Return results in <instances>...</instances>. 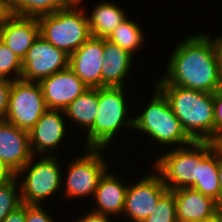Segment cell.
Listing matches in <instances>:
<instances>
[{"label": "cell", "mask_w": 222, "mask_h": 222, "mask_svg": "<svg viewBox=\"0 0 222 222\" xmlns=\"http://www.w3.org/2000/svg\"><path fill=\"white\" fill-rule=\"evenodd\" d=\"M170 54L164 76L155 85H176L214 94L222 87V77L210 35H188Z\"/></svg>", "instance_id": "1"}, {"label": "cell", "mask_w": 222, "mask_h": 222, "mask_svg": "<svg viewBox=\"0 0 222 222\" xmlns=\"http://www.w3.org/2000/svg\"><path fill=\"white\" fill-rule=\"evenodd\" d=\"M193 141L214 140L213 94L176 85H155Z\"/></svg>", "instance_id": "2"}, {"label": "cell", "mask_w": 222, "mask_h": 222, "mask_svg": "<svg viewBox=\"0 0 222 222\" xmlns=\"http://www.w3.org/2000/svg\"><path fill=\"white\" fill-rule=\"evenodd\" d=\"M124 90L125 87L98 88V113L93 126L86 132L83 148L108 149L122 128L133 130V117H127L130 105Z\"/></svg>", "instance_id": "3"}, {"label": "cell", "mask_w": 222, "mask_h": 222, "mask_svg": "<svg viewBox=\"0 0 222 222\" xmlns=\"http://www.w3.org/2000/svg\"><path fill=\"white\" fill-rule=\"evenodd\" d=\"M151 97V101L144 106L140 114L133 117V129L145 133L161 146L168 145L170 148L175 144L174 148H177L191 144L193 140L173 113L165 95L156 86Z\"/></svg>", "instance_id": "4"}, {"label": "cell", "mask_w": 222, "mask_h": 222, "mask_svg": "<svg viewBox=\"0 0 222 222\" xmlns=\"http://www.w3.org/2000/svg\"><path fill=\"white\" fill-rule=\"evenodd\" d=\"M80 5L79 1H74L66 8L37 18L40 36L68 55L74 53L91 37L88 11Z\"/></svg>", "instance_id": "5"}, {"label": "cell", "mask_w": 222, "mask_h": 222, "mask_svg": "<svg viewBox=\"0 0 222 222\" xmlns=\"http://www.w3.org/2000/svg\"><path fill=\"white\" fill-rule=\"evenodd\" d=\"M214 148L210 141L173 147L154 160V169L169 190L189 188L197 179L200 161Z\"/></svg>", "instance_id": "6"}, {"label": "cell", "mask_w": 222, "mask_h": 222, "mask_svg": "<svg viewBox=\"0 0 222 222\" xmlns=\"http://www.w3.org/2000/svg\"><path fill=\"white\" fill-rule=\"evenodd\" d=\"M58 158L56 152L54 154L50 152L38 160L33 156L16 174L20 184L22 204L42 205L46 198L55 197L56 193L62 190L64 172ZM19 177L23 179L19 180Z\"/></svg>", "instance_id": "7"}, {"label": "cell", "mask_w": 222, "mask_h": 222, "mask_svg": "<svg viewBox=\"0 0 222 222\" xmlns=\"http://www.w3.org/2000/svg\"><path fill=\"white\" fill-rule=\"evenodd\" d=\"M105 148H84L82 154L71 160L66 167L67 176L62 179V196L65 199L93 198L99 179L109 168V163L103 155ZM105 158V159H104ZM64 182V183H63ZM64 189V190H63Z\"/></svg>", "instance_id": "8"}, {"label": "cell", "mask_w": 222, "mask_h": 222, "mask_svg": "<svg viewBox=\"0 0 222 222\" xmlns=\"http://www.w3.org/2000/svg\"><path fill=\"white\" fill-rule=\"evenodd\" d=\"M47 109L39 82L12 81L5 121L29 132Z\"/></svg>", "instance_id": "9"}, {"label": "cell", "mask_w": 222, "mask_h": 222, "mask_svg": "<svg viewBox=\"0 0 222 222\" xmlns=\"http://www.w3.org/2000/svg\"><path fill=\"white\" fill-rule=\"evenodd\" d=\"M168 190L160 175L153 170L129 185L123 215L130 222H143L155 210L159 198Z\"/></svg>", "instance_id": "10"}, {"label": "cell", "mask_w": 222, "mask_h": 222, "mask_svg": "<svg viewBox=\"0 0 222 222\" xmlns=\"http://www.w3.org/2000/svg\"><path fill=\"white\" fill-rule=\"evenodd\" d=\"M68 67L69 55L39 35L23 59L21 79L29 82H40L42 79Z\"/></svg>", "instance_id": "11"}, {"label": "cell", "mask_w": 222, "mask_h": 222, "mask_svg": "<svg viewBox=\"0 0 222 222\" xmlns=\"http://www.w3.org/2000/svg\"><path fill=\"white\" fill-rule=\"evenodd\" d=\"M64 117V118H63ZM66 117L63 110L47 109L34 127L28 132L33 156H47L57 149L67 133ZM38 155V156H37Z\"/></svg>", "instance_id": "12"}, {"label": "cell", "mask_w": 222, "mask_h": 222, "mask_svg": "<svg viewBox=\"0 0 222 222\" xmlns=\"http://www.w3.org/2000/svg\"><path fill=\"white\" fill-rule=\"evenodd\" d=\"M103 60L104 38L91 36L69 55V68L88 88H101Z\"/></svg>", "instance_id": "13"}, {"label": "cell", "mask_w": 222, "mask_h": 222, "mask_svg": "<svg viewBox=\"0 0 222 222\" xmlns=\"http://www.w3.org/2000/svg\"><path fill=\"white\" fill-rule=\"evenodd\" d=\"M39 84L47 108L63 111L88 89L69 67L42 79Z\"/></svg>", "instance_id": "14"}, {"label": "cell", "mask_w": 222, "mask_h": 222, "mask_svg": "<svg viewBox=\"0 0 222 222\" xmlns=\"http://www.w3.org/2000/svg\"><path fill=\"white\" fill-rule=\"evenodd\" d=\"M32 157L28 131L0 121V160L6 168L16 175Z\"/></svg>", "instance_id": "15"}, {"label": "cell", "mask_w": 222, "mask_h": 222, "mask_svg": "<svg viewBox=\"0 0 222 222\" xmlns=\"http://www.w3.org/2000/svg\"><path fill=\"white\" fill-rule=\"evenodd\" d=\"M40 35V25L36 17L12 14L0 26V41L23 60Z\"/></svg>", "instance_id": "16"}, {"label": "cell", "mask_w": 222, "mask_h": 222, "mask_svg": "<svg viewBox=\"0 0 222 222\" xmlns=\"http://www.w3.org/2000/svg\"><path fill=\"white\" fill-rule=\"evenodd\" d=\"M172 191L175 195L177 222H202L214 217L222 209L213 198L192 188Z\"/></svg>", "instance_id": "17"}, {"label": "cell", "mask_w": 222, "mask_h": 222, "mask_svg": "<svg viewBox=\"0 0 222 222\" xmlns=\"http://www.w3.org/2000/svg\"><path fill=\"white\" fill-rule=\"evenodd\" d=\"M119 177L110 168L104 172L93 196L96 206L91 211L117 218L122 216L128 185Z\"/></svg>", "instance_id": "18"}, {"label": "cell", "mask_w": 222, "mask_h": 222, "mask_svg": "<svg viewBox=\"0 0 222 222\" xmlns=\"http://www.w3.org/2000/svg\"><path fill=\"white\" fill-rule=\"evenodd\" d=\"M133 58L131 53L104 38L102 87H125Z\"/></svg>", "instance_id": "19"}, {"label": "cell", "mask_w": 222, "mask_h": 222, "mask_svg": "<svg viewBox=\"0 0 222 222\" xmlns=\"http://www.w3.org/2000/svg\"><path fill=\"white\" fill-rule=\"evenodd\" d=\"M91 36L105 38L127 18L125 11L113 2L103 1L95 5L87 15Z\"/></svg>", "instance_id": "20"}, {"label": "cell", "mask_w": 222, "mask_h": 222, "mask_svg": "<svg viewBox=\"0 0 222 222\" xmlns=\"http://www.w3.org/2000/svg\"><path fill=\"white\" fill-rule=\"evenodd\" d=\"M218 171L219 153L213 148L200 161L198 179L189 188L213 198L221 207V186Z\"/></svg>", "instance_id": "21"}, {"label": "cell", "mask_w": 222, "mask_h": 222, "mask_svg": "<svg viewBox=\"0 0 222 222\" xmlns=\"http://www.w3.org/2000/svg\"><path fill=\"white\" fill-rule=\"evenodd\" d=\"M97 113L98 88H88L64 110L66 118L86 132L93 126Z\"/></svg>", "instance_id": "22"}, {"label": "cell", "mask_w": 222, "mask_h": 222, "mask_svg": "<svg viewBox=\"0 0 222 222\" xmlns=\"http://www.w3.org/2000/svg\"><path fill=\"white\" fill-rule=\"evenodd\" d=\"M142 26L135 23L134 19L126 18L108 36L107 40L128 51L132 55L143 47L144 32Z\"/></svg>", "instance_id": "23"}, {"label": "cell", "mask_w": 222, "mask_h": 222, "mask_svg": "<svg viewBox=\"0 0 222 222\" xmlns=\"http://www.w3.org/2000/svg\"><path fill=\"white\" fill-rule=\"evenodd\" d=\"M74 0H10L12 14L25 17H40L71 5Z\"/></svg>", "instance_id": "24"}, {"label": "cell", "mask_w": 222, "mask_h": 222, "mask_svg": "<svg viewBox=\"0 0 222 222\" xmlns=\"http://www.w3.org/2000/svg\"><path fill=\"white\" fill-rule=\"evenodd\" d=\"M21 204L18 177L13 175L7 180L0 181V222Z\"/></svg>", "instance_id": "25"}, {"label": "cell", "mask_w": 222, "mask_h": 222, "mask_svg": "<svg viewBox=\"0 0 222 222\" xmlns=\"http://www.w3.org/2000/svg\"><path fill=\"white\" fill-rule=\"evenodd\" d=\"M22 72L23 60L0 41V78L9 81L20 80Z\"/></svg>", "instance_id": "26"}, {"label": "cell", "mask_w": 222, "mask_h": 222, "mask_svg": "<svg viewBox=\"0 0 222 222\" xmlns=\"http://www.w3.org/2000/svg\"><path fill=\"white\" fill-rule=\"evenodd\" d=\"M143 222H177L176 202L172 190H167L158 200L155 210Z\"/></svg>", "instance_id": "27"}, {"label": "cell", "mask_w": 222, "mask_h": 222, "mask_svg": "<svg viewBox=\"0 0 222 222\" xmlns=\"http://www.w3.org/2000/svg\"><path fill=\"white\" fill-rule=\"evenodd\" d=\"M47 211L41 205L25 204V222H56Z\"/></svg>", "instance_id": "28"}, {"label": "cell", "mask_w": 222, "mask_h": 222, "mask_svg": "<svg viewBox=\"0 0 222 222\" xmlns=\"http://www.w3.org/2000/svg\"><path fill=\"white\" fill-rule=\"evenodd\" d=\"M214 138L222 131V87L213 94Z\"/></svg>", "instance_id": "29"}, {"label": "cell", "mask_w": 222, "mask_h": 222, "mask_svg": "<svg viewBox=\"0 0 222 222\" xmlns=\"http://www.w3.org/2000/svg\"><path fill=\"white\" fill-rule=\"evenodd\" d=\"M12 81L0 78V121H4L8 109V96Z\"/></svg>", "instance_id": "30"}, {"label": "cell", "mask_w": 222, "mask_h": 222, "mask_svg": "<svg viewBox=\"0 0 222 222\" xmlns=\"http://www.w3.org/2000/svg\"><path fill=\"white\" fill-rule=\"evenodd\" d=\"M108 215H104V214H99L96 212L90 211L86 212V215L84 214L82 217L76 218L75 221L73 222H112L111 220L113 218H111Z\"/></svg>", "instance_id": "31"}, {"label": "cell", "mask_w": 222, "mask_h": 222, "mask_svg": "<svg viewBox=\"0 0 222 222\" xmlns=\"http://www.w3.org/2000/svg\"><path fill=\"white\" fill-rule=\"evenodd\" d=\"M2 222H25V204L10 212Z\"/></svg>", "instance_id": "32"}, {"label": "cell", "mask_w": 222, "mask_h": 222, "mask_svg": "<svg viewBox=\"0 0 222 222\" xmlns=\"http://www.w3.org/2000/svg\"><path fill=\"white\" fill-rule=\"evenodd\" d=\"M210 39L215 48L218 66H219V73L220 76L222 77V36H216L214 38L213 36H211Z\"/></svg>", "instance_id": "33"}, {"label": "cell", "mask_w": 222, "mask_h": 222, "mask_svg": "<svg viewBox=\"0 0 222 222\" xmlns=\"http://www.w3.org/2000/svg\"><path fill=\"white\" fill-rule=\"evenodd\" d=\"M12 15L10 0H0V26Z\"/></svg>", "instance_id": "34"}, {"label": "cell", "mask_w": 222, "mask_h": 222, "mask_svg": "<svg viewBox=\"0 0 222 222\" xmlns=\"http://www.w3.org/2000/svg\"><path fill=\"white\" fill-rule=\"evenodd\" d=\"M212 143L214 145L215 150L222 157V131L216 135Z\"/></svg>", "instance_id": "35"}, {"label": "cell", "mask_w": 222, "mask_h": 222, "mask_svg": "<svg viewBox=\"0 0 222 222\" xmlns=\"http://www.w3.org/2000/svg\"><path fill=\"white\" fill-rule=\"evenodd\" d=\"M13 174L6 168V166L0 160V181H4L12 177Z\"/></svg>", "instance_id": "36"}, {"label": "cell", "mask_w": 222, "mask_h": 222, "mask_svg": "<svg viewBox=\"0 0 222 222\" xmlns=\"http://www.w3.org/2000/svg\"><path fill=\"white\" fill-rule=\"evenodd\" d=\"M218 178L221 186V208H222V157L219 155V171Z\"/></svg>", "instance_id": "37"}, {"label": "cell", "mask_w": 222, "mask_h": 222, "mask_svg": "<svg viewBox=\"0 0 222 222\" xmlns=\"http://www.w3.org/2000/svg\"><path fill=\"white\" fill-rule=\"evenodd\" d=\"M202 222H222V209L221 211L216 214L214 217L210 218V219H207V220H204Z\"/></svg>", "instance_id": "38"}]
</instances>
